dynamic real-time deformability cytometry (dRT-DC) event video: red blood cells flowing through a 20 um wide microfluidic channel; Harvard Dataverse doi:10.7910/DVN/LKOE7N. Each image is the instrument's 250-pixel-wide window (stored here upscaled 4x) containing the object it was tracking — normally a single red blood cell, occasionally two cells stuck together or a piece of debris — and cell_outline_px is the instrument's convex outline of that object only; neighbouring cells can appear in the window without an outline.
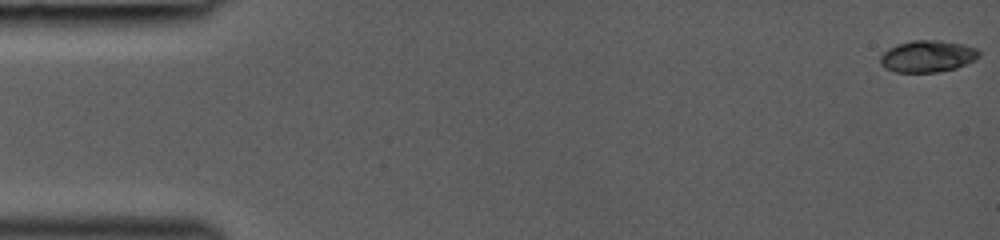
{"species": "common noctule bat (a hibernating species)", "species_latin": "Nyctalus noctula", "temperature_condition": "room temperature", "stored_images_in_passage": 44, "camera_frame_rate_fps": 3000, "um_per_image_px": 0.085, "animal": {"sex": "female", "body_mass_g": 19.0, "forearm_length_mm": 53.3}, "frame": {"image": 1, "passage_image": 1, "time_ms": 0.0, "image_size_px": [1000, 240], "cell_outline_px": [[980, 56], [976, 60], [956, 68], [936, 72], [896, 72], [884, 68], [880, 64], [880, 56], [888, 48], [896, 44], [912, 40], [940, 40], [964, 44], [976, 48], [980, 52]], "centroid_in_image_um": [78.84, 4.78], "position_along_channel_um": 6.2, "area_um2": 18.5}}
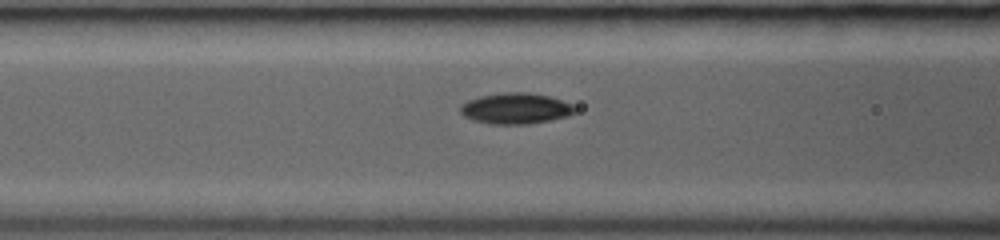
{"frame": {"image": 2, "passage_image": 19, "time_ms": 6.0, "image_size_px": [1000, 240], "cell_outline_px": [[576, 112], [568, 116], [528, 124], [492, 124], [472, 120], [464, 116], [460, 112], [460, 104], [468, 100], [480, 96], [504, 92], [528, 92], [548, 96], [572, 104], [576, 108]], "centroid_in_image_um": [43.81, 9.22], "position_along_channel_um": 122.8, "area_um2": 20.63}}
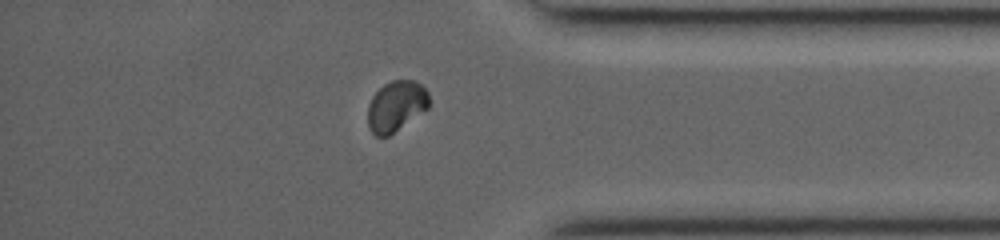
{"frame": {"image": 3, "passage_image": 38, "time_ms": 12.333, "image_size_px": [1000, 240], "cell_outline_px": [[428, 108], [388, 136], [376, 136], [368, 128], [368, 104], [372, 96], [384, 84], [392, 80], [416, 80], [428, 92]], "centroid_in_image_um": [33.65, 9.01], "position_along_channel_um": 401.6, "area_um2": 17.92}}